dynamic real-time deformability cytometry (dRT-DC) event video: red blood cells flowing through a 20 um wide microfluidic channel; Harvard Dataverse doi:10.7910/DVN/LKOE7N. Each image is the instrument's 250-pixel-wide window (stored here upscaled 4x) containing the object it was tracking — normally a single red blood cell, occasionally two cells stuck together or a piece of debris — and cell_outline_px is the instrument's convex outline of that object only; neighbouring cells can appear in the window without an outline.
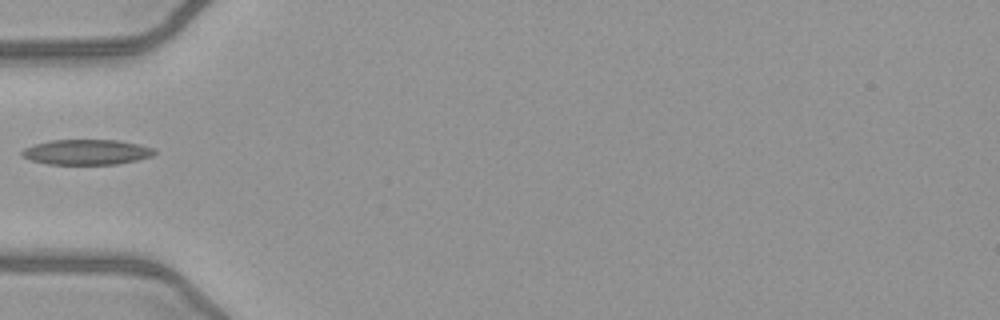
{"species": "common noctule bat (a hibernating species)", "species_latin": "Nyctalus noctula", "temperature_condition": "warm", "stored_images_in_passage": 5, "camera_frame_rate_fps": 3000, "um_per_image_px": 0.085, "animal": {"sex": "female", "body_mass_g": 21.9}, "frame": {"image": 1, "passage_image": 1, "time_ms": 0.0, "image_size_px": [1000, 320], "cell_outline_px": [[152, 152], [144, 156], [128, 160], [104, 164], [60, 164], [40, 160], [28, 156], [28, 152], [32, 148], [44, 144], [60, 140], [104, 140], [128, 144]], "centroid_in_image_um": [7.32, 12.93], "position_along_channel_um": 77.7, "area_um2": 16.3}}